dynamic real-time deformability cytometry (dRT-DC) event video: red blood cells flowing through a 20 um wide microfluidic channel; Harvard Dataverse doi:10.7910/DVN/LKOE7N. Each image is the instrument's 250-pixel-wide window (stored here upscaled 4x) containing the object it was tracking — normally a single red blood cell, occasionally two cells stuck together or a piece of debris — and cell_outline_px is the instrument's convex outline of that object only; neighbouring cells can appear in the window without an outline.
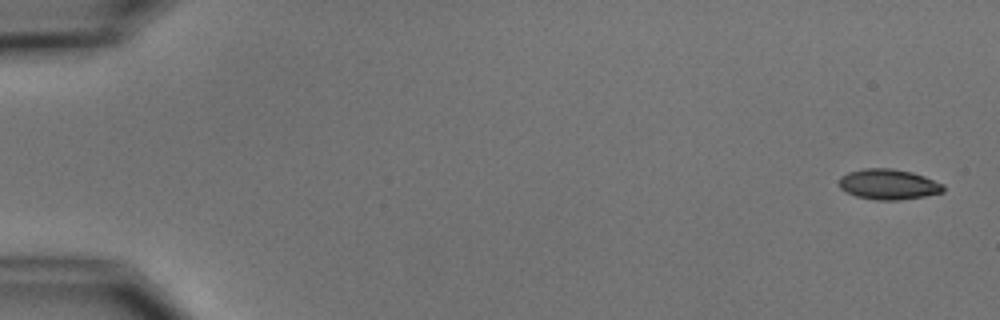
{"species": "common noctule bat (a hibernating species)", "species_latin": "Nyctalus noctula", "temperature_condition": "cold", "stored_images_in_passage": 5, "camera_frame_rate_fps": 3000, "um_per_image_px": 0.085, "animal": {"sex": "male", "body_mass_g": 15.6}, "frame": {"image": 1, "passage_image": 1, "time_ms": 0.0, "image_size_px": [1000, 320], "cell_outline_px": [[944, 192], [924, 196], [900, 200], [876, 200], [856, 196], [840, 188], [840, 176], [848, 172], [864, 168], [892, 168], [912, 172], [924, 176], [944, 184]], "centroid_in_image_um": [75.53, 15.66], "position_along_channel_um": 9.5, "area_um2": 18.5}}
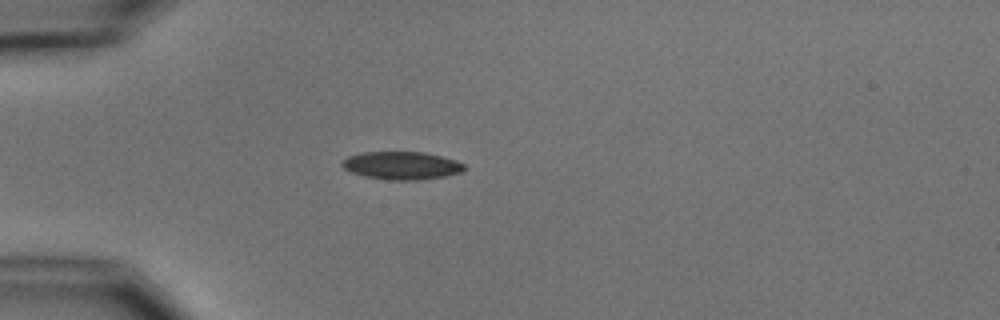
{"frame": {"image": 2, "passage_image": 5, "time_ms": 4.667, "image_size_px": [1000, 320], "cell_outline_px": [[468, 168], [460, 172], [444, 176], [420, 180], [388, 180], [364, 176], [352, 172], [344, 168], [340, 164], [348, 156], [360, 152], [424, 152], [456, 160], [464, 164]], "centroid_in_image_um": [34.14, 14.07], "position_along_channel_um": 50.9, "area_um2": 19.88}}